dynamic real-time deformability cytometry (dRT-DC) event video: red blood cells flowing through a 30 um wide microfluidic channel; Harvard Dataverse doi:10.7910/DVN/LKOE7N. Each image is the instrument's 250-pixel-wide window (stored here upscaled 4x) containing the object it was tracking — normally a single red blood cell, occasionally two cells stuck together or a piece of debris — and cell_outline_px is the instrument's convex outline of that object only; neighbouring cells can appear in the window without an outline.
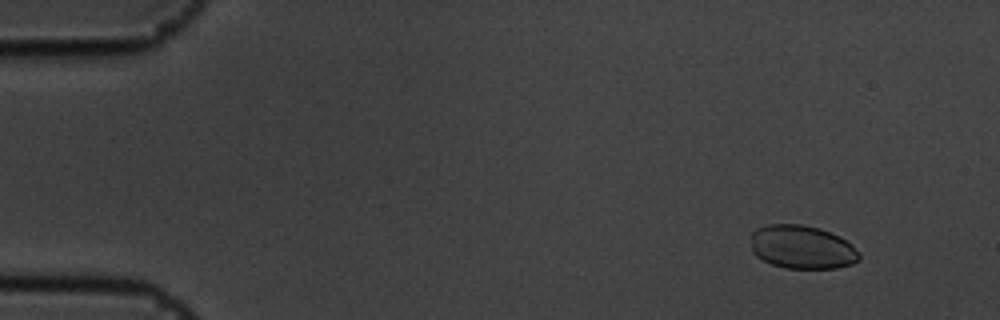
{"species": "common noctule bat (a hibernating species)", "species_latin": "Nyctalus noctula", "temperature_condition": "cold", "stored_images_in_passage": 56, "camera_frame_rate_fps": 3000, "um_per_image_px": 0.085, "animal": {"sex": "male", "body_mass_g": 19.5, "forearm_length_mm": 54.6}, "frame": {"image": 1, "passage_image": 5, "time_ms": 1.333, "image_size_px": [1000, 320], "cell_outline_px": [[860, 260], [852, 264], [836, 268], [784, 268], [772, 264], [756, 256], [752, 252], [752, 232], [756, 228], [768, 224], [800, 224], [820, 228], [840, 236], [860, 252]], "centroid_in_image_um": [68.18, 21.0], "position_along_channel_um": 16.8, "area_um2": 27.57}}
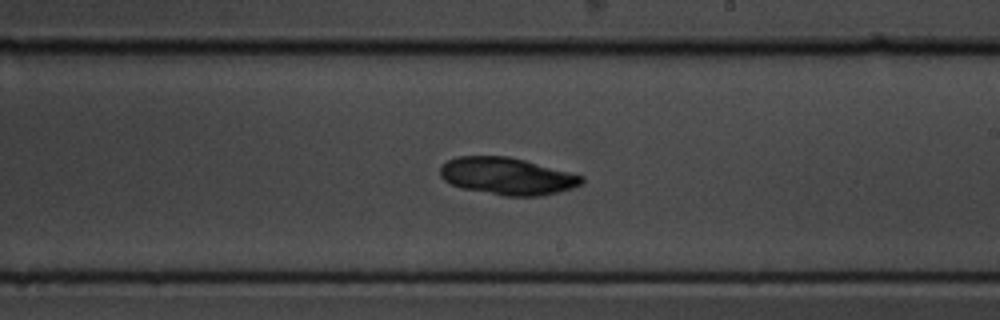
{"frame": {"image": 2, "passage_image": 33, "time_ms": 10.667, "image_size_px": [1000, 320], "cell_outline_px": [[584, 184], [572, 188], [540, 196], [504, 196], [460, 188], [444, 180], [440, 176], [440, 168], [448, 160], [456, 156], [508, 156], [524, 160], [584, 176]], "centroid_in_image_um": [43.1, 14.98], "position_along_channel_um": 245.9, "area_um2": 30.63}}
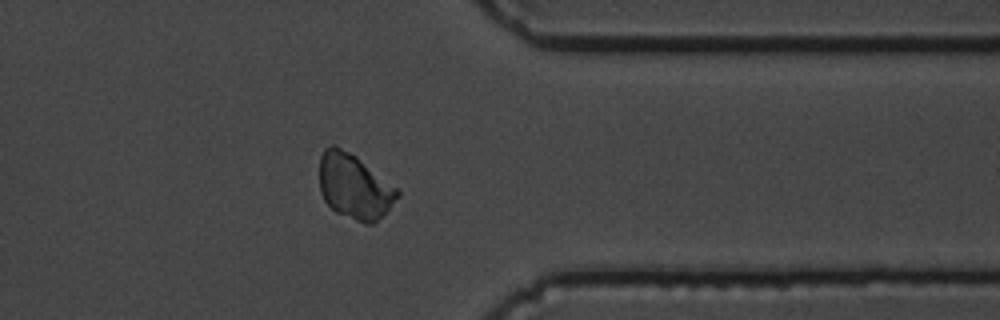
{"frame": {"image": 3, "passage_image": 45, "time_ms": 14.667, "image_size_px": [1000, 320], "cell_outline_px": [[400, 196], [372, 224], [364, 224], [336, 212], [324, 200], [320, 192], [320, 156], [324, 148], [332, 144], [356, 156], [400, 188]], "centroid_in_image_um": [30.13, 15.84], "position_along_channel_um": 381.3, "area_um2": 29.54}}